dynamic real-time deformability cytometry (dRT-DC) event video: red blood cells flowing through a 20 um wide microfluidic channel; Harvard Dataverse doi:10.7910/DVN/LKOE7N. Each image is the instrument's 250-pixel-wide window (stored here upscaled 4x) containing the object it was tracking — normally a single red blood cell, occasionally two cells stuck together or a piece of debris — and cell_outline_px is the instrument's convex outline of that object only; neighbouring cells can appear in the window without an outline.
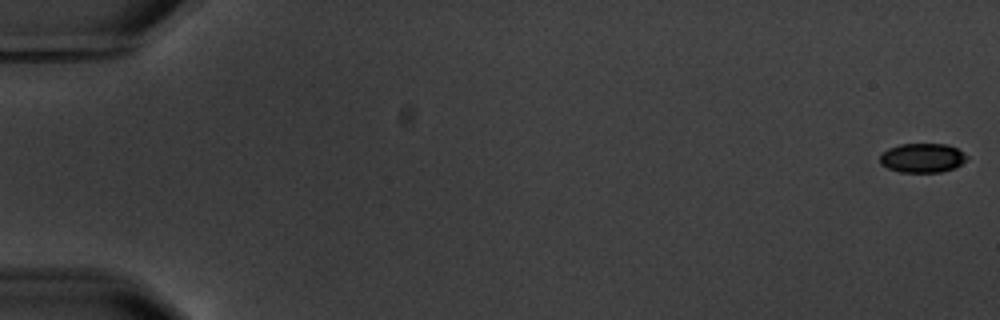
{"species": "common noctule bat (a hibernating species)", "species_latin": "Nyctalus noctula", "temperature_condition": "warm", "stored_images_in_passage": 6, "camera_frame_rate_fps": 3000, "um_per_image_px": 0.085, "animal": {"sex": "male", "body_mass_g": 20.1, "forearm_length_mm": 53.5}, "frame": {"image": 1, "passage_image": 1, "time_ms": 0.0, "image_size_px": [1000, 320], "cell_outline_px": [[968, 160], [952, 168], [940, 172], [900, 172], [888, 168], [880, 164], [880, 156], [888, 148], [900, 144], [948, 144], [964, 152], [968, 156]], "centroid_in_image_um": [78.41, 13.41], "position_along_channel_um": 6.6, "area_um2": 14.8}}
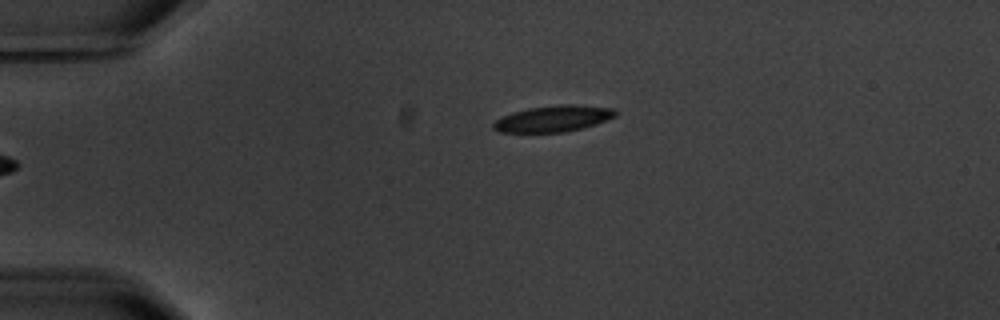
{"frame": {"image": 2, "passage_image": 6, "time_ms": 7.0, "image_size_px": [1000, 320], "cell_outline_px": [[616, 116], [608, 120], [596, 124], [564, 132], [500, 132], [492, 128], [492, 124], [496, 120], [512, 112], [528, 108], [560, 104], [576, 104], [616, 108]], "centroid_in_image_um": [47.06, 10.07], "position_along_channel_um": 37.9, "area_um2": 18.73}}